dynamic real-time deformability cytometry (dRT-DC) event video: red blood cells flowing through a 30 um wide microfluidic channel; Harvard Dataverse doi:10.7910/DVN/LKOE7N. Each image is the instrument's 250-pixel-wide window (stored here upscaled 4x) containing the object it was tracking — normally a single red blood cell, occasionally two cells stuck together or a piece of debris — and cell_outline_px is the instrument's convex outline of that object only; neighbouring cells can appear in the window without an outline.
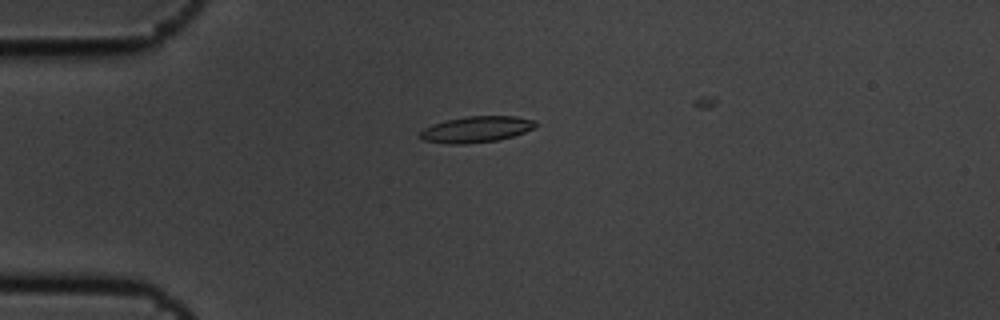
{"species": "common noctule bat (a hibernating species)", "species_latin": "Nyctalus noctula", "temperature_condition": "cold", "stored_images_in_passage": 7, "camera_frame_rate_fps": 3000, "um_per_image_px": 0.085, "animal": {"sex": "male", "body_mass_g": 19.5, "forearm_length_mm": 54.6}, "frame": {"image": 1, "passage_image": 4, "time_ms": 1.0, "image_size_px": [1000, 320], "cell_outline_px": [[536, 128], [512, 136], [496, 140], [464, 144], [448, 144], [424, 140], [416, 136], [424, 128], [432, 124], [448, 120], [468, 116], [516, 116], [536, 120]], "centroid_in_image_um": [40.48, 10.99], "position_along_channel_um": 44.5, "area_um2": 17.57}}
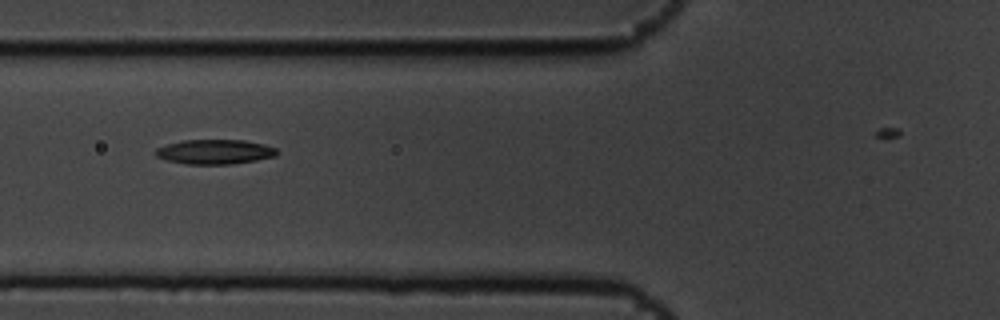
{"frame": {"image": 2, "passage_image": 6, "time_ms": 1.667, "image_size_px": [1000, 320], "cell_outline_px": [[276, 156], [256, 160], [232, 164], [188, 164], [168, 160], [156, 156], [152, 152], [156, 148], [168, 144], [184, 140], [244, 140], [264, 144], [276, 148]], "centroid_in_image_um": [18.24, 12.9], "position_along_channel_um": 107.6, "area_um2": 17.34}}